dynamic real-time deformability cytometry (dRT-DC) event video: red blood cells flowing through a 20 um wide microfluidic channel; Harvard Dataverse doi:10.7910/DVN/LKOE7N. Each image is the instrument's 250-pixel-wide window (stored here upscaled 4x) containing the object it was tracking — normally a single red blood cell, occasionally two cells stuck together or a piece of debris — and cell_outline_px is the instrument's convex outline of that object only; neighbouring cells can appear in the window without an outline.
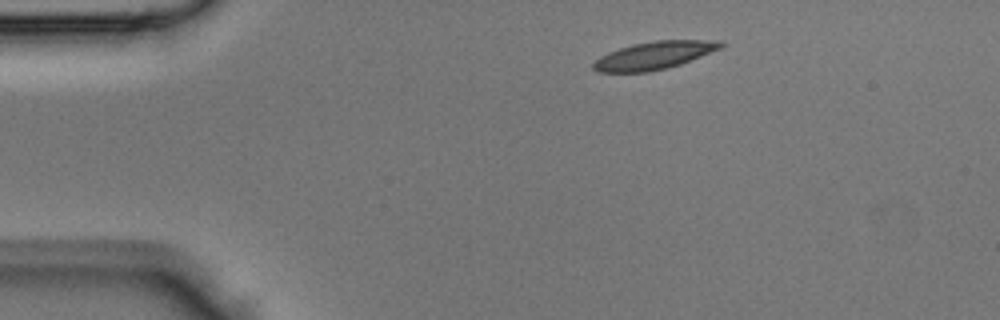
{"species": "Egyptian fruit bat (a non-hibernating species)", "species_latin": "Rousettus aegyptiacus", "temperature_condition": "room temperature", "stored_images_in_passage": 37, "camera_frame_rate_fps": 3000, "um_per_image_px": 0.085, "animal": {"sex": "male"}, "frame": {"image": 1, "passage_image": 1, "time_ms": 0.0, "image_size_px": [1000, 320], "cell_outline_px": [[724, 44], [720, 48], [680, 64], [648, 72], [600, 72], [592, 68], [592, 64], [600, 56], [608, 52], [632, 44], [656, 40], [720, 40]], "centroid_in_image_um": [55.57, 4.7], "position_along_channel_um": 29.4, "area_um2": 20.35}}
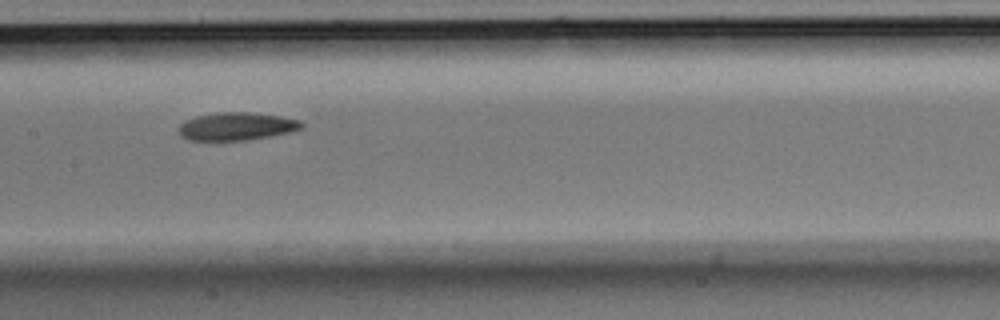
{"frame": {"image": 2, "passage_image": 15, "time_ms": 4.667, "image_size_px": [1000, 320], "cell_outline_px": [[304, 128], [292, 132], [244, 140], [216, 144], [188, 140], [180, 136], [180, 124], [184, 120], [196, 116], [216, 112], [252, 112], [280, 116], [300, 120], [304, 124]], "centroid_in_image_um": [20.06, 10.78], "position_along_channel_um": 187.3, "area_um2": 20.87}}
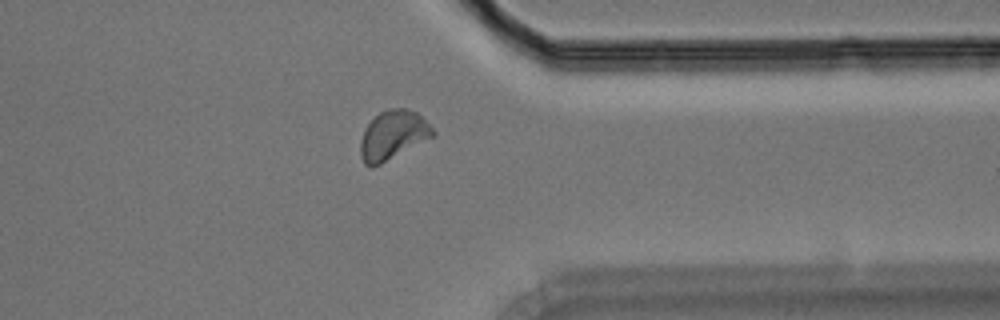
{"frame": {"image": 3, "passage_image": 28, "time_ms": 9.0, "image_size_px": [1000, 320], "cell_outline_px": [[436, 132], [432, 136], [380, 164], [372, 168], [368, 168], [364, 164], [360, 156], [360, 144], [364, 128], [380, 112], [388, 108], [404, 108], [416, 112]], "centroid_in_image_um": [33.34, 11.49], "position_along_channel_um": 378.1, "area_um2": 20.29}}